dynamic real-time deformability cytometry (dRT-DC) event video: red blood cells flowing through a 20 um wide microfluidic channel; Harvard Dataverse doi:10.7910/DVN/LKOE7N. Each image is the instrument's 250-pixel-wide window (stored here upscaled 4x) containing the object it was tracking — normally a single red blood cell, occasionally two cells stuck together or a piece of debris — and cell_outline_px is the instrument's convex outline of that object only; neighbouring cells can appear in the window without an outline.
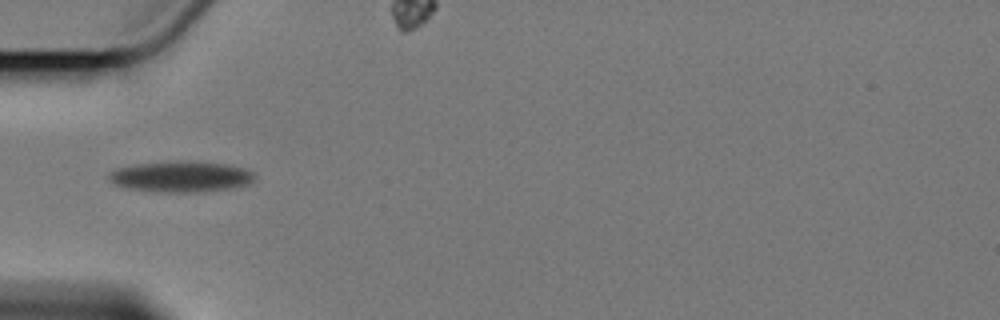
{"species": "Egyptian fruit bat (a non-hibernating species)", "species_latin": "Rousettus aegyptiacus", "temperature_condition": "cold", "stored_images_in_passage": 10, "camera_frame_rate_fps": 3000, "um_per_image_px": 0.085, "animal": {"sex": "female"}, "frame": {"image": 1, "passage_image": 6, "time_ms": 6.0, "image_size_px": [1000, 320], "cell_outline_px": [[256, 176], [248, 184], [232, 188], [196, 192], [156, 192], [128, 188], [116, 184], [108, 180], [108, 176], [116, 168], [136, 164], [176, 160], [224, 164], [244, 168], [252, 172]], "centroid_in_image_um": [15.36, 15.01], "position_along_channel_um": 69.6, "area_um2": 26.13}}